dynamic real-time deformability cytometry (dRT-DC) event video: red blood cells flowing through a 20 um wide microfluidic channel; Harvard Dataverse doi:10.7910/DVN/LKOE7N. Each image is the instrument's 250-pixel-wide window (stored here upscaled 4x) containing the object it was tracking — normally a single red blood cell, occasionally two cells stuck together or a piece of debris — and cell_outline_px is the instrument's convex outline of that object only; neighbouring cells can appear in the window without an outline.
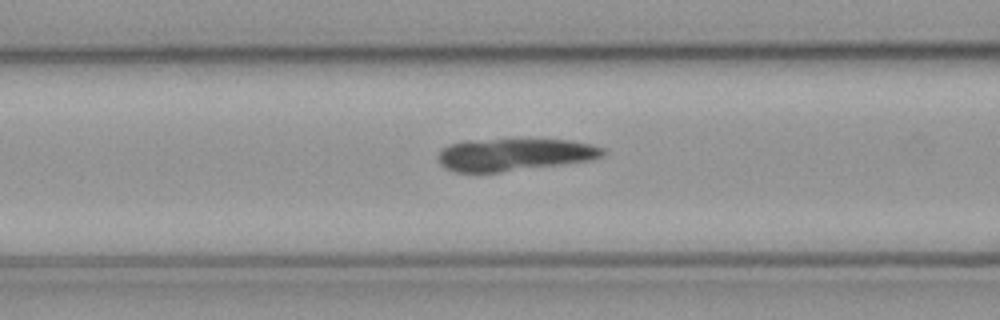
{"species": "common noctule bat (a hibernating species)", "species_latin": "Nyctalus noctula", "temperature_condition": "cold", "stored_images_in_passage": 24, "camera_frame_rate_fps": 3000, "um_per_image_px": 0.085, "animal": {"sex": "male", "body_mass_g": 23.1, "forearm_length_mm": 52.7}, "frame": {"image": 1, "passage_image": 8, "time_ms": 2.333, "image_size_px": [1000, 320], "cell_outline_px": [[604, 152], [600, 156], [588, 160], [500, 172], [456, 172], [444, 168], [440, 164], [440, 152], [448, 144], [464, 140], [572, 140], [604, 148]], "centroid_in_image_um": [43.65, 13.14], "position_along_channel_um": 122.9, "area_um2": 30.4}}